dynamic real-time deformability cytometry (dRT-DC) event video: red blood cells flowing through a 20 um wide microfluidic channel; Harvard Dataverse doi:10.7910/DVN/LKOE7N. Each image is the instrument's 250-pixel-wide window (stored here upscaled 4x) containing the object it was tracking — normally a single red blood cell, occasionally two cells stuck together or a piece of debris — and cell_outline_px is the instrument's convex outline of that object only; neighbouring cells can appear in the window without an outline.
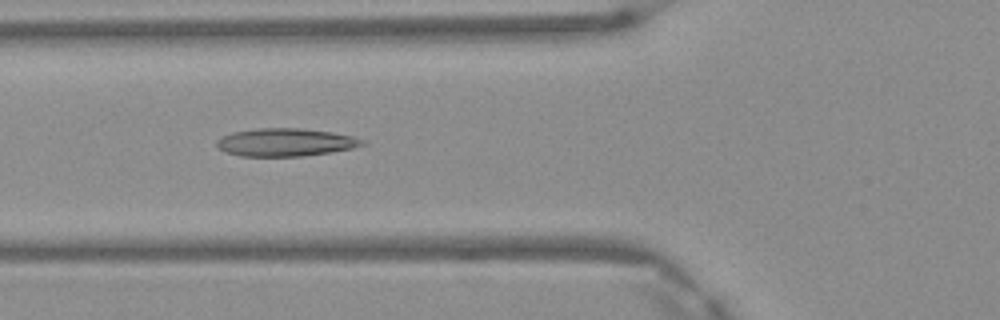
{"species": "Egyptian fruit bat (a non-hibernating species)", "species_latin": "Rousettus aegyptiacus", "temperature_condition": "warm", "stored_images_in_passage": 7, "camera_frame_rate_fps": 3000, "um_per_image_px": 0.085, "frame": {"image": 1, "passage_image": 6, "time_ms": 1.667, "image_size_px": [1000, 320], "cell_outline_px": [[368, 144], [352, 148], [332, 152], [304, 156], [240, 156], [224, 152], [216, 144], [216, 140], [220, 136], [232, 132], [256, 128], [300, 128], [332, 132], [352, 136], [364, 140]], "centroid_in_image_um": [24.25, 12.09], "position_along_channel_um": 101.5, "area_um2": 23.87}}
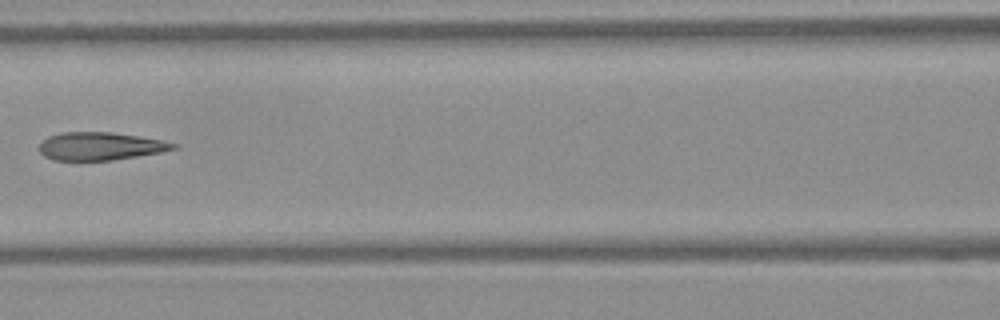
{"frame": {"image": 2, "passage_image": 7, "time_ms": 2.0, "image_size_px": [1000, 320], "cell_outline_px": [[180, 148], [160, 152], [112, 160], [52, 160], [44, 156], [40, 152], [40, 144], [48, 136], [60, 132], [112, 132], [140, 136], [180, 144]], "centroid_in_image_um": [8.55, 12.42], "position_along_channel_um": 158.1, "area_um2": 21.85}}